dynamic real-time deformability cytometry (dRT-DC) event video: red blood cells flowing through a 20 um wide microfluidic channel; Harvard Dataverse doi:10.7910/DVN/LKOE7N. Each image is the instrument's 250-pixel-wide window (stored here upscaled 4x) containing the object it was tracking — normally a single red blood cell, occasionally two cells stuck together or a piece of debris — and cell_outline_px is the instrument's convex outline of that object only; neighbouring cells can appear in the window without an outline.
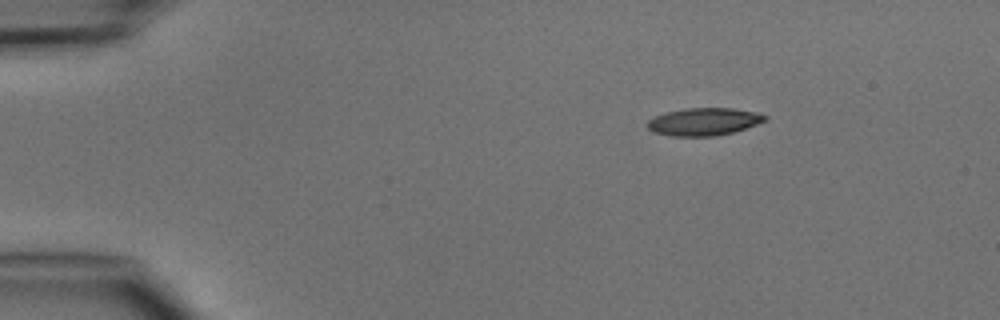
{"species": "common noctule bat (a hibernating species)", "species_latin": "Nyctalus noctula", "temperature_condition": "cold", "stored_images_in_passage": 3, "camera_frame_rate_fps": 3000, "um_per_image_px": 0.085, "animal": {"sex": "male", "body_mass_g": 15.6}, "frame": {"image": 1, "passage_image": 1, "time_ms": 0.0, "image_size_px": [1000, 320], "cell_outline_px": [[768, 120], [732, 132], [716, 136], [668, 136], [652, 132], [648, 128], [648, 120], [656, 116], [668, 112], [684, 108], [732, 108], [756, 112], [768, 116]], "centroid_in_image_um": [59.83, 10.34], "position_along_channel_um": 25.2, "area_um2": 18.84}}
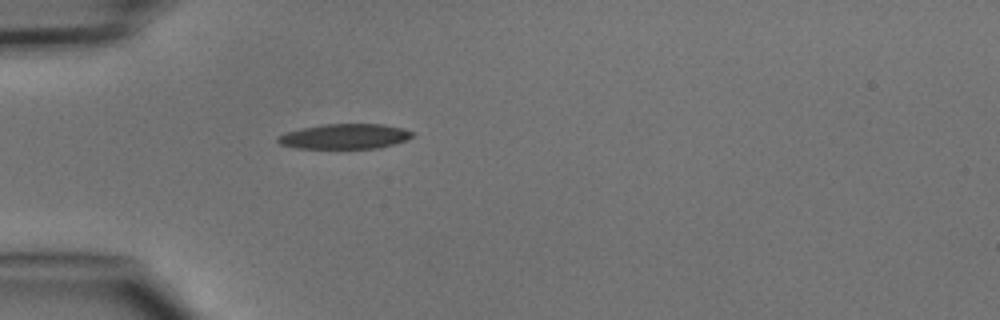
{"frame": {"image": 2, "passage_image": 3, "time_ms": 2.333, "image_size_px": [1000, 320], "cell_outline_px": [[412, 136], [404, 140], [380, 148], [296, 148], [280, 144], [276, 140], [276, 136], [284, 132], [300, 128], [324, 124], [380, 124], [404, 128], [412, 132]], "centroid_in_image_um": [29.23, 11.59], "position_along_channel_um": 55.8, "area_um2": 19.59}}